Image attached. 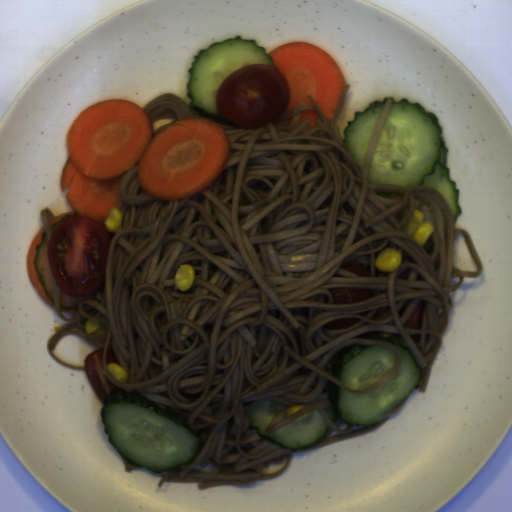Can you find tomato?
Returning a JSON list of instances; mask_svg holds the SVG:
<instances>
[{
  "label": "tomato",
  "instance_id": "tomato-3",
  "mask_svg": "<svg viewBox=\"0 0 512 512\" xmlns=\"http://www.w3.org/2000/svg\"><path fill=\"white\" fill-rule=\"evenodd\" d=\"M104 348L94 350L84 360V371L87 379L93 388L96 396L104 404L105 397L114 391H125L113 384L104 371L103 364ZM127 393V392H126Z\"/></svg>",
  "mask_w": 512,
  "mask_h": 512
},
{
  "label": "tomato",
  "instance_id": "tomato-4",
  "mask_svg": "<svg viewBox=\"0 0 512 512\" xmlns=\"http://www.w3.org/2000/svg\"><path fill=\"white\" fill-rule=\"evenodd\" d=\"M333 304H354L370 299L369 290L362 289H328Z\"/></svg>",
  "mask_w": 512,
  "mask_h": 512
},
{
  "label": "tomato",
  "instance_id": "tomato-6",
  "mask_svg": "<svg viewBox=\"0 0 512 512\" xmlns=\"http://www.w3.org/2000/svg\"><path fill=\"white\" fill-rule=\"evenodd\" d=\"M340 269L347 270L356 276L371 277L360 263L354 261L344 262L340 265Z\"/></svg>",
  "mask_w": 512,
  "mask_h": 512
},
{
  "label": "tomato",
  "instance_id": "tomato-7",
  "mask_svg": "<svg viewBox=\"0 0 512 512\" xmlns=\"http://www.w3.org/2000/svg\"><path fill=\"white\" fill-rule=\"evenodd\" d=\"M109 363H115L121 368H123L118 360V357L114 351V349L108 348L106 349V356H105V364L108 366Z\"/></svg>",
  "mask_w": 512,
  "mask_h": 512
},
{
  "label": "tomato",
  "instance_id": "tomato-1",
  "mask_svg": "<svg viewBox=\"0 0 512 512\" xmlns=\"http://www.w3.org/2000/svg\"><path fill=\"white\" fill-rule=\"evenodd\" d=\"M111 239L94 218L70 216L48 239V260L57 287L69 297L88 298L106 280Z\"/></svg>",
  "mask_w": 512,
  "mask_h": 512
},
{
  "label": "tomato",
  "instance_id": "tomato-5",
  "mask_svg": "<svg viewBox=\"0 0 512 512\" xmlns=\"http://www.w3.org/2000/svg\"><path fill=\"white\" fill-rule=\"evenodd\" d=\"M361 319L357 318H344V319H336L332 322L326 323L325 328L331 329V330H340V329H346L354 324H357L360 322Z\"/></svg>",
  "mask_w": 512,
  "mask_h": 512
},
{
  "label": "tomato",
  "instance_id": "tomato-2",
  "mask_svg": "<svg viewBox=\"0 0 512 512\" xmlns=\"http://www.w3.org/2000/svg\"><path fill=\"white\" fill-rule=\"evenodd\" d=\"M286 75L266 64L248 65L225 78L216 95L218 114L239 129L276 122L289 105Z\"/></svg>",
  "mask_w": 512,
  "mask_h": 512
}]
</instances>
